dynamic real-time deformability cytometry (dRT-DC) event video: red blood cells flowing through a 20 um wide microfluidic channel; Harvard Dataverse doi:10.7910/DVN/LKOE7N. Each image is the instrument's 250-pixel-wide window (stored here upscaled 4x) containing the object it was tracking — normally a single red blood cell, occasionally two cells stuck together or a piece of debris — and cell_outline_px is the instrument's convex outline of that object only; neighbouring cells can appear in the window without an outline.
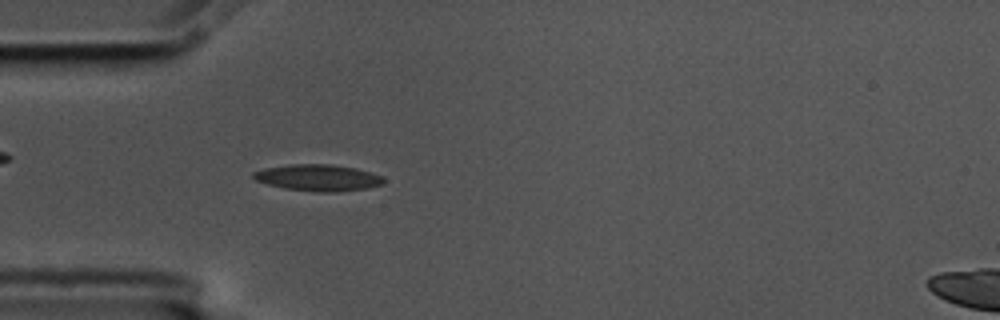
{"species": "common noctule bat (a hibernating species)", "species_latin": "Nyctalus noctula", "temperature_condition": "cold", "stored_images_in_passage": 49, "camera_frame_rate_fps": 3000, "um_per_image_px": 0.085, "animal": {"sex": "male", "body_mass_g": 17.5, "forearm_length_mm": 52.3}, "frame": {"image": 1, "passage_image": 9, "time_ms": 2.667, "image_size_px": [1000, 320], "cell_outline_px": [[384, 184], [368, 188], [336, 192], [320, 192], [284, 188], [268, 184], [256, 180], [252, 176], [252, 172], [264, 168], [292, 164], [328, 164], [356, 168], [380, 176], [384, 180]], "centroid_in_image_um": [27.02, 15.1], "position_along_channel_um": 58.0, "area_um2": 19.94}}
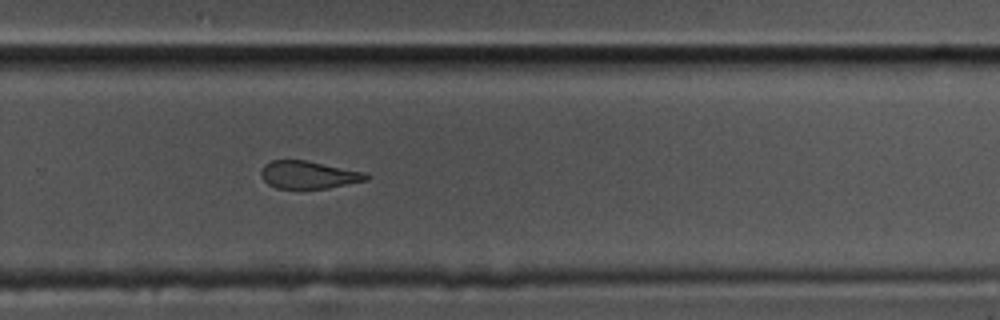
{"frame": {"image": 2, "passage_image": 30, "time_ms": 9.667, "image_size_px": [1000, 320], "cell_outline_px": [[372, 176], [368, 180], [328, 188], [276, 188], [268, 184], [260, 176], [260, 172], [264, 164], [272, 160], [304, 160], [368, 172]], "centroid_in_image_um": [26.27, 14.85], "position_along_channel_um": 303.5, "area_um2": 17.11}}
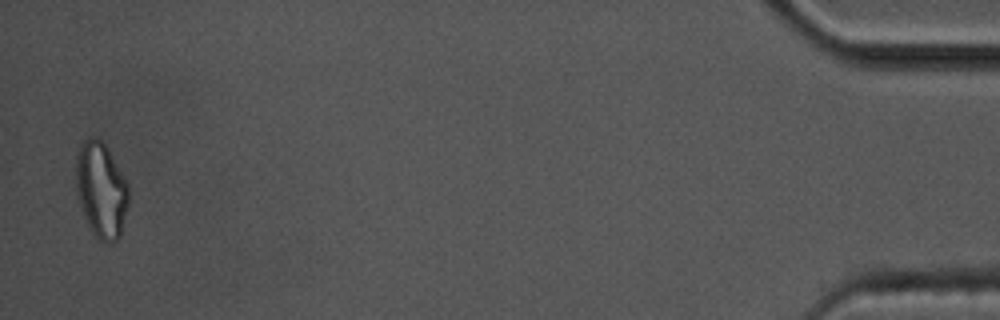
{"frame": {"image": 3, "passage_image": 48, "time_ms": 15.667, "image_size_px": [1000, 320], "cell_outline_px": [[128, 204], [120, 236], [116, 240], [108, 244], [100, 240], [88, 228], [76, 196], [76, 156], [80, 144], [84, 140], [100, 140], [104, 144], [124, 176], [128, 184]], "centroid_in_image_um": [8.58, 16.21], "position_along_channel_um": 426.6, "area_um2": 29.19}, "authors_computed_cell_mechanics": {"area_um2": 18.9006, "velocity_mm_per_s": 3.5592, "shape_relaxation_time_tau1_ms": 7.2199, "shape_relaxation_time_tau2_ms": 2.4958, "deformation_change_tau1": 0.1605, "deformation_change_tau2": 0.0913}}